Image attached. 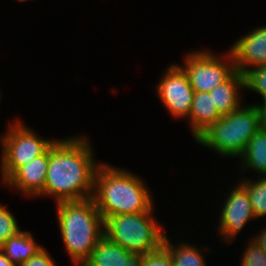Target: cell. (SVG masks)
Masks as SVG:
<instances>
[{
    "label": "cell",
    "mask_w": 266,
    "mask_h": 266,
    "mask_svg": "<svg viewBox=\"0 0 266 266\" xmlns=\"http://www.w3.org/2000/svg\"><path fill=\"white\" fill-rule=\"evenodd\" d=\"M90 141L77 136L56 139L49 147V164L44 196L53 197L55 204L79 201L93 196L96 163Z\"/></svg>",
    "instance_id": "obj_1"
},
{
    "label": "cell",
    "mask_w": 266,
    "mask_h": 266,
    "mask_svg": "<svg viewBox=\"0 0 266 266\" xmlns=\"http://www.w3.org/2000/svg\"><path fill=\"white\" fill-rule=\"evenodd\" d=\"M146 185L130 170L101 162L92 198L104 220L113 215L154 212L152 194Z\"/></svg>",
    "instance_id": "obj_2"
},
{
    "label": "cell",
    "mask_w": 266,
    "mask_h": 266,
    "mask_svg": "<svg viewBox=\"0 0 266 266\" xmlns=\"http://www.w3.org/2000/svg\"><path fill=\"white\" fill-rule=\"evenodd\" d=\"M58 226L66 251L75 266L91 257L104 236V219L93 198L56 203Z\"/></svg>",
    "instance_id": "obj_3"
},
{
    "label": "cell",
    "mask_w": 266,
    "mask_h": 266,
    "mask_svg": "<svg viewBox=\"0 0 266 266\" xmlns=\"http://www.w3.org/2000/svg\"><path fill=\"white\" fill-rule=\"evenodd\" d=\"M264 123L265 111L258 103L241 105L212 123L195 141L221 157L238 158Z\"/></svg>",
    "instance_id": "obj_4"
},
{
    "label": "cell",
    "mask_w": 266,
    "mask_h": 266,
    "mask_svg": "<svg viewBox=\"0 0 266 266\" xmlns=\"http://www.w3.org/2000/svg\"><path fill=\"white\" fill-rule=\"evenodd\" d=\"M153 213L109 216L104 220V236L127 251L143 254L156 251L163 245L166 234Z\"/></svg>",
    "instance_id": "obj_5"
},
{
    "label": "cell",
    "mask_w": 266,
    "mask_h": 266,
    "mask_svg": "<svg viewBox=\"0 0 266 266\" xmlns=\"http://www.w3.org/2000/svg\"><path fill=\"white\" fill-rule=\"evenodd\" d=\"M24 122L15 120L0 136V172L4 183L17 169L35 157L42 155L56 139H43L26 127Z\"/></svg>",
    "instance_id": "obj_6"
},
{
    "label": "cell",
    "mask_w": 266,
    "mask_h": 266,
    "mask_svg": "<svg viewBox=\"0 0 266 266\" xmlns=\"http://www.w3.org/2000/svg\"><path fill=\"white\" fill-rule=\"evenodd\" d=\"M223 56L196 50L186 53L183 65L194 92H210L218 84L225 82L235 71V64L229 50Z\"/></svg>",
    "instance_id": "obj_7"
},
{
    "label": "cell",
    "mask_w": 266,
    "mask_h": 266,
    "mask_svg": "<svg viewBox=\"0 0 266 266\" xmlns=\"http://www.w3.org/2000/svg\"><path fill=\"white\" fill-rule=\"evenodd\" d=\"M156 86V92L163 106L176 119L189 117L194 90L179 64H171Z\"/></svg>",
    "instance_id": "obj_8"
},
{
    "label": "cell",
    "mask_w": 266,
    "mask_h": 266,
    "mask_svg": "<svg viewBox=\"0 0 266 266\" xmlns=\"http://www.w3.org/2000/svg\"><path fill=\"white\" fill-rule=\"evenodd\" d=\"M223 202L219 212L218 232L225 242L232 243L250 220L256 219L247 190L238 183Z\"/></svg>",
    "instance_id": "obj_9"
},
{
    "label": "cell",
    "mask_w": 266,
    "mask_h": 266,
    "mask_svg": "<svg viewBox=\"0 0 266 266\" xmlns=\"http://www.w3.org/2000/svg\"><path fill=\"white\" fill-rule=\"evenodd\" d=\"M253 29L234 42L229 50L235 68L241 74L266 65V25Z\"/></svg>",
    "instance_id": "obj_10"
},
{
    "label": "cell",
    "mask_w": 266,
    "mask_h": 266,
    "mask_svg": "<svg viewBox=\"0 0 266 266\" xmlns=\"http://www.w3.org/2000/svg\"><path fill=\"white\" fill-rule=\"evenodd\" d=\"M48 164L49 148L42 155L17 169L3 184L27 197H43Z\"/></svg>",
    "instance_id": "obj_11"
},
{
    "label": "cell",
    "mask_w": 266,
    "mask_h": 266,
    "mask_svg": "<svg viewBox=\"0 0 266 266\" xmlns=\"http://www.w3.org/2000/svg\"><path fill=\"white\" fill-rule=\"evenodd\" d=\"M144 256L127 251L103 236L83 266H143Z\"/></svg>",
    "instance_id": "obj_12"
},
{
    "label": "cell",
    "mask_w": 266,
    "mask_h": 266,
    "mask_svg": "<svg viewBox=\"0 0 266 266\" xmlns=\"http://www.w3.org/2000/svg\"><path fill=\"white\" fill-rule=\"evenodd\" d=\"M245 90V75L237 70L223 83L218 84L209 93L218 112L228 115L241 106V90Z\"/></svg>",
    "instance_id": "obj_13"
},
{
    "label": "cell",
    "mask_w": 266,
    "mask_h": 266,
    "mask_svg": "<svg viewBox=\"0 0 266 266\" xmlns=\"http://www.w3.org/2000/svg\"><path fill=\"white\" fill-rule=\"evenodd\" d=\"M221 117L209 92H194L191 111L187 118L194 139Z\"/></svg>",
    "instance_id": "obj_14"
},
{
    "label": "cell",
    "mask_w": 266,
    "mask_h": 266,
    "mask_svg": "<svg viewBox=\"0 0 266 266\" xmlns=\"http://www.w3.org/2000/svg\"><path fill=\"white\" fill-rule=\"evenodd\" d=\"M44 248L35 242L31 232L21 230L10 237L0 249L15 266H21L23 262L37 255Z\"/></svg>",
    "instance_id": "obj_15"
},
{
    "label": "cell",
    "mask_w": 266,
    "mask_h": 266,
    "mask_svg": "<svg viewBox=\"0 0 266 266\" xmlns=\"http://www.w3.org/2000/svg\"><path fill=\"white\" fill-rule=\"evenodd\" d=\"M240 167L244 173L247 169H252L260 176H266V123L249 140L245 150L238 157Z\"/></svg>",
    "instance_id": "obj_16"
},
{
    "label": "cell",
    "mask_w": 266,
    "mask_h": 266,
    "mask_svg": "<svg viewBox=\"0 0 266 266\" xmlns=\"http://www.w3.org/2000/svg\"><path fill=\"white\" fill-rule=\"evenodd\" d=\"M165 235L163 246L168 250L173 266H206V260L197 246L187 242L173 245Z\"/></svg>",
    "instance_id": "obj_17"
},
{
    "label": "cell",
    "mask_w": 266,
    "mask_h": 266,
    "mask_svg": "<svg viewBox=\"0 0 266 266\" xmlns=\"http://www.w3.org/2000/svg\"><path fill=\"white\" fill-rule=\"evenodd\" d=\"M258 180L242 179L239 183L247 190L256 219L266 215V176Z\"/></svg>",
    "instance_id": "obj_18"
},
{
    "label": "cell",
    "mask_w": 266,
    "mask_h": 266,
    "mask_svg": "<svg viewBox=\"0 0 266 266\" xmlns=\"http://www.w3.org/2000/svg\"><path fill=\"white\" fill-rule=\"evenodd\" d=\"M245 89L258 93L262 97L261 107L266 106V65L252 68L245 74Z\"/></svg>",
    "instance_id": "obj_19"
},
{
    "label": "cell",
    "mask_w": 266,
    "mask_h": 266,
    "mask_svg": "<svg viewBox=\"0 0 266 266\" xmlns=\"http://www.w3.org/2000/svg\"><path fill=\"white\" fill-rule=\"evenodd\" d=\"M4 204H0V248L12 236L20 232L16 218Z\"/></svg>",
    "instance_id": "obj_20"
},
{
    "label": "cell",
    "mask_w": 266,
    "mask_h": 266,
    "mask_svg": "<svg viewBox=\"0 0 266 266\" xmlns=\"http://www.w3.org/2000/svg\"><path fill=\"white\" fill-rule=\"evenodd\" d=\"M245 248L240 266H266V253L253 240Z\"/></svg>",
    "instance_id": "obj_21"
},
{
    "label": "cell",
    "mask_w": 266,
    "mask_h": 266,
    "mask_svg": "<svg viewBox=\"0 0 266 266\" xmlns=\"http://www.w3.org/2000/svg\"><path fill=\"white\" fill-rule=\"evenodd\" d=\"M143 266H173L168 250L162 245L158 250L145 254Z\"/></svg>",
    "instance_id": "obj_22"
},
{
    "label": "cell",
    "mask_w": 266,
    "mask_h": 266,
    "mask_svg": "<svg viewBox=\"0 0 266 266\" xmlns=\"http://www.w3.org/2000/svg\"><path fill=\"white\" fill-rule=\"evenodd\" d=\"M21 266H56V263L47 249L44 248L37 255L23 262Z\"/></svg>",
    "instance_id": "obj_23"
},
{
    "label": "cell",
    "mask_w": 266,
    "mask_h": 266,
    "mask_svg": "<svg viewBox=\"0 0 266 266\" xmlns=\"http://www.w3.org/2000/svg\"><path fill=\"white\" fill-rule=\"evenodd\" d=\"M252 240L266 253V227L264 230L260 231L256 237H253Z\"/></svg>",
    "instance_id": "obj_24"
},
{
    "label": "cell",
    "mask_w": 266,
    "mask_h": 266,
    "mask_svg": "<svg viewBox=\"0 0 266 266\" xmlns=\"http://www.w3.org/2000/svg\"><path fill=\"white\" fill-rule=\"evenodd\" d=\"M0 266H15L0 249Z\"/></svg>",
    "instance_id": "obj_25"
},
{
    "label": "cell",
    "mask_w": 266,
    "mask_h": 266,
    "mask_svg": "<svg viewBox=\"0 0 266 266\" xmlns=\"http://www.w3.org/2000/svg\"><path fill=\"white\" fill-rule=\"evenodd\" d=\"M264 111H265V123H266V106L264 107Z\"/></svg>",
    "instance_id": "obj_26"
},
{
    "label": "cell",
    "mask_w": 266,
    "mask_h": 266,
    "mask_svg": "<svg viewBox=\"0 0 266 266\" xmlns=\"http://www.w3.org/2000/svg\"><path fill=\"white\" fill-rule=\"evenodd\" d=\"M19 2H26V1H28V0H18Z\"/></svg>",
    "instance_id": "obj_27"
}]
</instances>
